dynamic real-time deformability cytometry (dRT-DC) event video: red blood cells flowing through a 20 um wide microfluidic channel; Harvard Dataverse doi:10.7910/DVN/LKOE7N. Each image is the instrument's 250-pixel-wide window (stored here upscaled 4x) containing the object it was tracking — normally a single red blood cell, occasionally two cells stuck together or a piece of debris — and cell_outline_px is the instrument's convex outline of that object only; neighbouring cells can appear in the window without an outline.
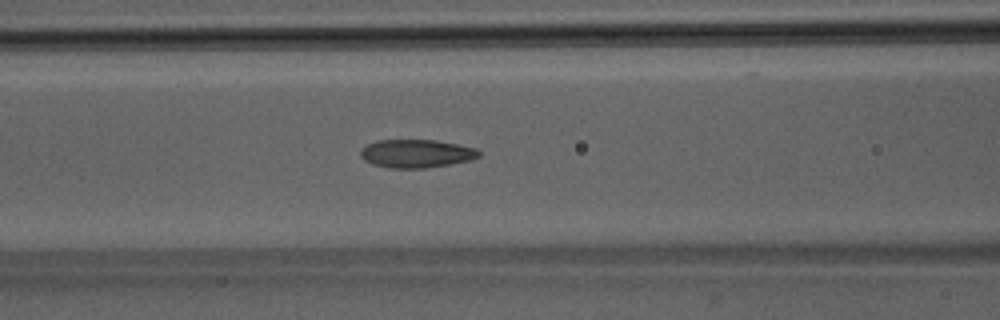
{"species": "Egyptian fruit bat (a non-hibernating species)", "species_latin": "Rousettus aegyptiacus", "temperature_condition": "room temperature", "stored_images_in_passage": 37, "segment_of_instrument_passage": [1, 2], "camera_frame_rate_fps": 3000, "um_per_image_px": 0.085, "animal": {"sex": "male"}, "frame": {"image": 1, "passage_image": 7, "time_ms": 2.0, "image_size_px": [1000, 320], "cell_outline_px": [[480, 156], [472, 160], [424, 168], [388, 168], [372, 164], [364, 160], [360, 156], [360, 152], [368, 144], [376, 140], [436, 140], [476, 148], [480, 152]], "centroid_in_image_um": [35.39, 13.05], "position_along_channel_um": 131.2, "area_um2": 19.42}}
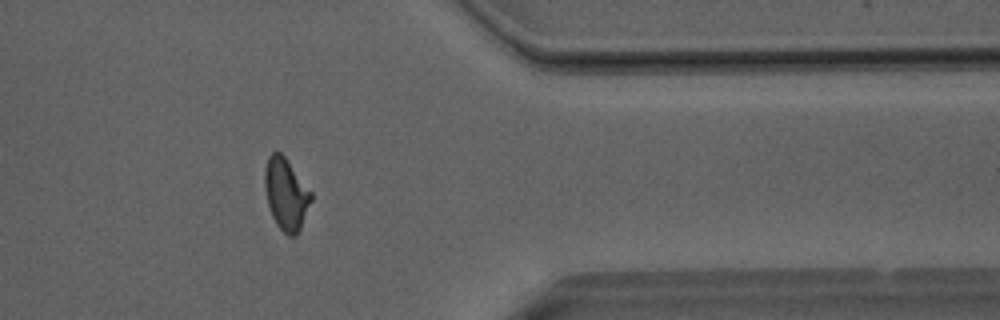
{"frame": {"image": 2, "passage_image": 27, "time_ms": 8.667, "image_size_px": [1000, 320], "cell_outline_px": [[312, 200], [300, 228], [296, 236], [288, 236], [276, 224], [272, 216], [268, 204], [264, 188], [264, 168], [268, 156], [272, 152], [280, 152], [284, 156], [312, 192]], "centroid_in_image_um": [24.3, 16.49], "position_along_channel_um": 387.1, "area_um2": 19.36}}
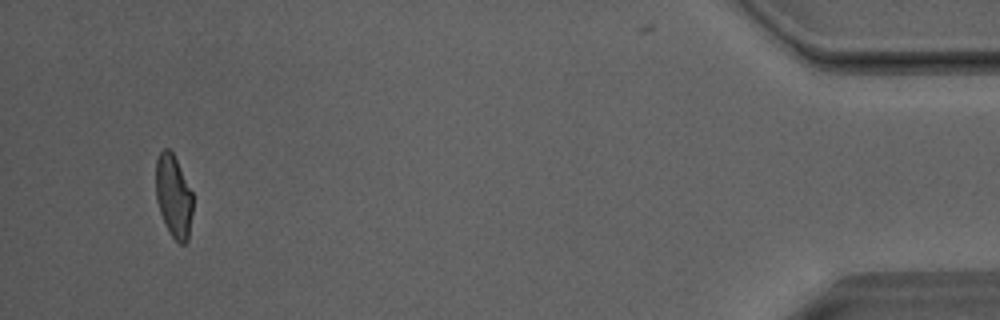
{"frame": {"image": 3, "passage_image": 34, "time_ms": 11.0, "image_size_px": [1000, 320], "cell_outline_px": [[192, 212], [188, 240], [184, 244], [180, 244], [172, 236], [160, 212], [156, 200], [156, 160], [160, 152], [164, 148], [168, 148], [172, 152], [192, 192]], "centroid_in_image_um": [14.75, 16.67], "position_along_channel_um": 420.5, "area_um2": 17.51}}